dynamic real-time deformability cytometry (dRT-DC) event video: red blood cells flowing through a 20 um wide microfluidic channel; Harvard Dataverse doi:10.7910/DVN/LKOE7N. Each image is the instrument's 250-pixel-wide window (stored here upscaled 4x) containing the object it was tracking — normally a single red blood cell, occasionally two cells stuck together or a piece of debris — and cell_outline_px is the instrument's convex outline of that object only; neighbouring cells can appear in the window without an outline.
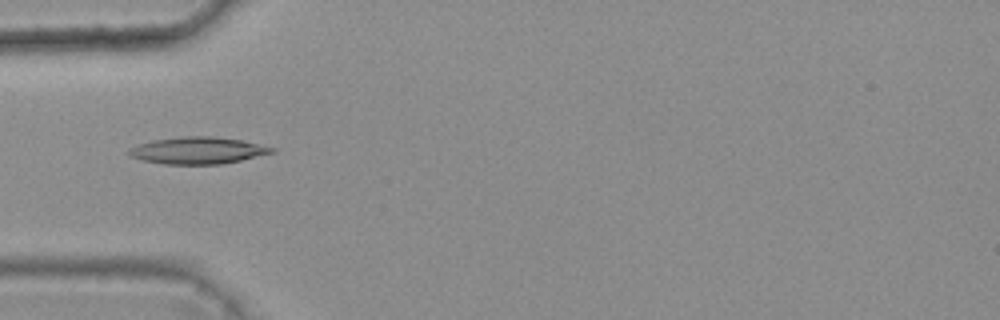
{"species": "common noctule bat (a hibernating species)", "species_latin": "Nyctalus noctula", "temperature_condition": "warm", "stored_images_in_passage": 5, "camera_frame_rate_fps": 3000, "um_per_image_px": 0.085, "animal": {"sex": "female", "body_mass_g": 25.1}, "frame": {"image": 1, "passage_image": 5, "time_ms": 1.333, "image_size_px": [1000, 320], "cell_outline_px": [[276, 152], [240, 160], [220, 164], [164, 164], [144, 160], [132, 156], [128, 152], [132, 148], [140, 144], [152, 140], [184, 136], [212, 136], [240, 140], [276, 148]], "centroid_in_image_um": [16.85, 12.78], "position_along_channel_um": 68.1, "area_um2": 22.02}}